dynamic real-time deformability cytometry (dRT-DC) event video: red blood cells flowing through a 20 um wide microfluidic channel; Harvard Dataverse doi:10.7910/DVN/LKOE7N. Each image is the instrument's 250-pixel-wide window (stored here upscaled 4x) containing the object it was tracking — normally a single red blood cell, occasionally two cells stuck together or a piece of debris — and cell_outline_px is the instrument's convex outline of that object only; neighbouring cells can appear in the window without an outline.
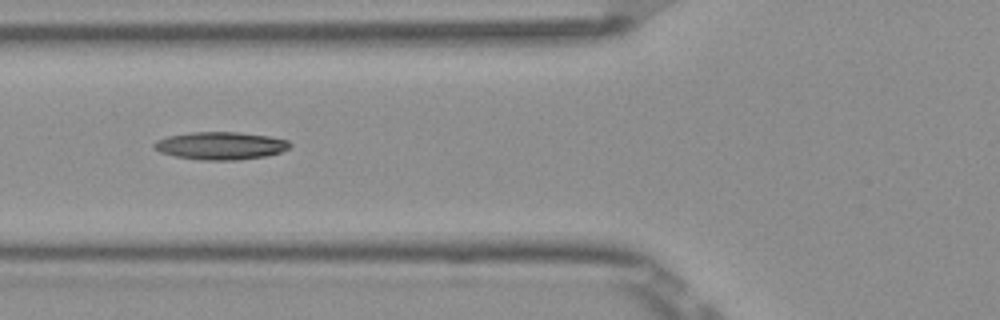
{"species": "Egyptian fruit bat (a non-hibernating species)", "species_latin": "Rousettus aegyptiacus", "temperature_condition": "room temperature", "stored_images_in_passage": 7, "camera_frame_rate_fps": 3000, "um_per_image_px": 0.085, "frame": {"image": 1, "passage_image": 7, "time_ms": 2.0, "image_size_px": [1000, 320], "cell_outline_px": [[292, 144], [288, 148], [280, 152], [264, 156], [240, 160], [200, 160], [176, 156], [160, 152], [152, 148], [152, 144], [156, 140], [168, 136], [188, 132], [240, 132], [268, 136], [288, 140]], "centroid_in_image_um": [18.71, 12.38], "position_along_channel_um": 107.1, "area_um2": 22.02}}